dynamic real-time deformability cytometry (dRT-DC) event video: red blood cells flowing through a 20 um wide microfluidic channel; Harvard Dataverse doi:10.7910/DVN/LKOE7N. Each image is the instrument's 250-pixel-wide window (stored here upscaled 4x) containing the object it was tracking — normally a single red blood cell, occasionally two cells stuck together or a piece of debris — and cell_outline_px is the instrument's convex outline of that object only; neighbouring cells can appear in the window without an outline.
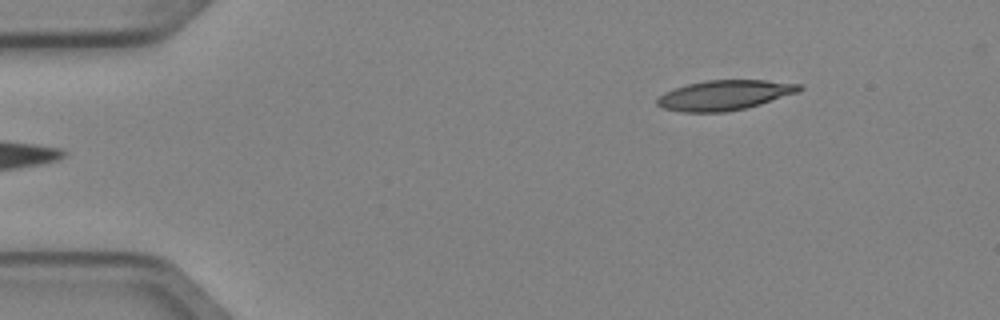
{"species": "Egyptian fruit bat (a non-hibernating species)", "species_latin": "Rousettus aegyptiacus", "temperature_condition": "cold", "stored_images_in_passage": 4, "camera_frame_rate_fps": 3000, "um_per_image_px": 0.085, "animal": {"sex": "female"}, "frame": {"image": 1, "passage_image": 4, "time_ms": 1.0, "image_size_px": [1000, 320], "cell_outline_px": [[804, 88], [800, 92], [760, 104], [728, 112], [680, 112], [660, 108], [656, 104], [656, 100], [664, 92], [688, 84], [708, 80], [764, 80], [800, 84]], "centroid_in_image_um": [61.58, 8.09], "position_along_channel_um": 23.4, "area_um2": 24.85}}